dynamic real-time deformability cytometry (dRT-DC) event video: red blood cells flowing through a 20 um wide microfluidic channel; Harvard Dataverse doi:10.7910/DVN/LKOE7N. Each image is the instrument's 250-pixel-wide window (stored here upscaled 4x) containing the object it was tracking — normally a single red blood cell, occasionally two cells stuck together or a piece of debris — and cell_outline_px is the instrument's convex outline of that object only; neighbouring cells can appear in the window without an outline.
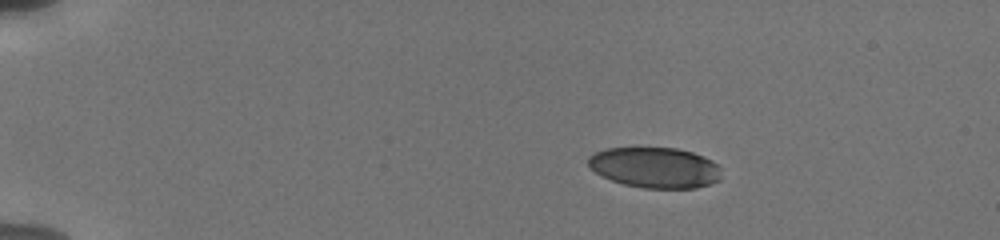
{"species": "human", "species_latin": "Homo sapiens", "temperature_condition": "cold", "stored_images_in_passage": 7, "camera_frame_rate_fps": 3000, "um_per_image_px": 0.085, "donor": {"sex": "male"}, "frame": {"image": 1, "passage_image": 3, "time_ms": 2.333, "image_size_px": [1000, 240], "cell_outline_px": [[720, 180], [696, 188], [644, 188], [624, 184], [612, 180], [588, 168], [588, 156], [604, 148], [676, 148], [692, 152], [704, 156], [712, 160], [720, 168]], "centroid_in_image_um": [55.67, 14.24], "position_along_channel_um": 29.3, "area_um2": 31.5}}
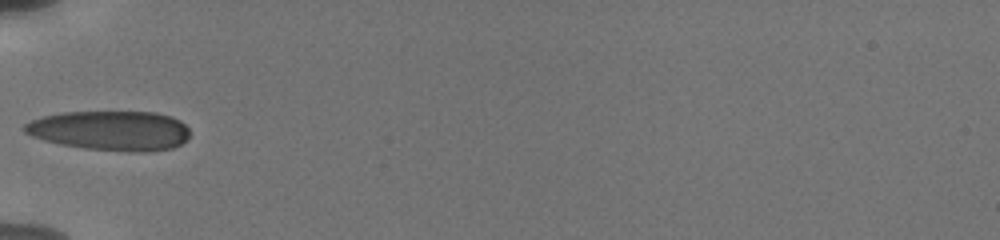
{"frame": {"image": 2, "passage_image": 6, "time_ms": 6.0, "image_size_px": [1000, 240], "cell_outline_px": [[188, 140], [172, 148], [144, 152], [132, 152], [84, 148], [60, 144], [44, 140], [32, 136], [24, 132], [24, 124], [32, 120], [44, 116], [60, 112], [156, 112], [172, 116], [180, 120], [188, 128]], "centroid_in_image_um": [9.4, 11.1], "position_along_channel_um": 75.6, "area_um2": 38.32}}
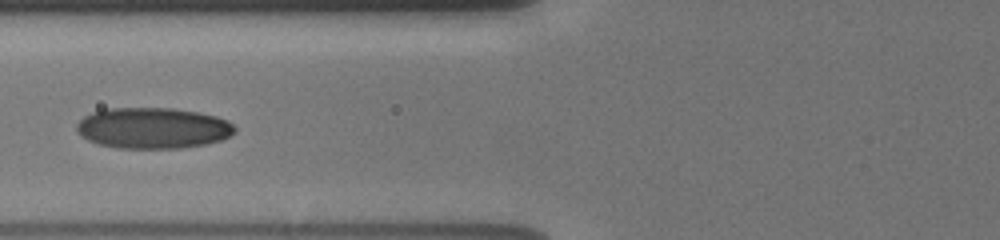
{"frame": {"image": 3, "passage_image": 7, "time_ms": 7.0, "image_size_px": [1000, 240], "cell_outline_px": [[236, 132], [220, 140], [204, 144], [180, 148], [120, 148], [100, 144], [88, 140], [80, 136], [76, 132], [76, 124], [84, 116], [92, 112], [104, 108], [172, 108], [196, 112], [216, 116], [228, 120], [236, 128]], "centroid_in_image_um": [12.97, 10.88], "position_along_channel_um": 112.8, "area_um2": 37.8}}